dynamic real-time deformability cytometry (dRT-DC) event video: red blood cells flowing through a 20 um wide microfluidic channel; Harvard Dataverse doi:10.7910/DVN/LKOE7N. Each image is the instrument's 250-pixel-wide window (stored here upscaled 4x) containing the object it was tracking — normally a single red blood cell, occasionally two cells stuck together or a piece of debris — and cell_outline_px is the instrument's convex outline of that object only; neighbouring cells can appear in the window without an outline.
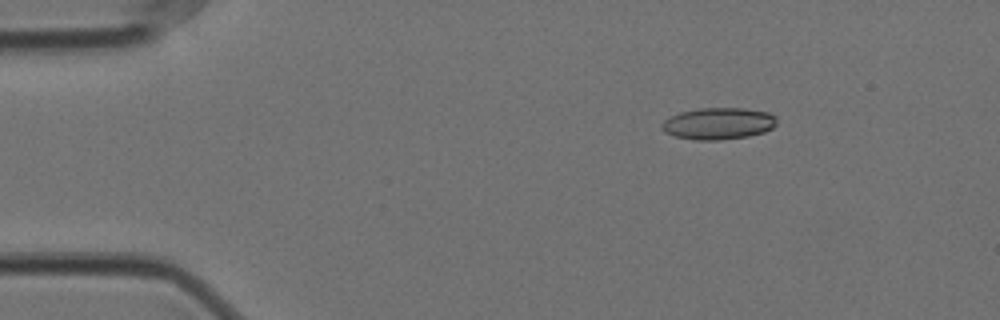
{"species": "Egyptian fruit bat (a non-hibernating species)", "species_latin": "Rousettus aegyptiacus", "temperature_condition": "cold", "stored_images_in_passage": 58, "camera_frame_rate_fps": 3000, "um_per_image_px": 0.085, "animal": {"sex": "female"}, "frame": {"image": 1, "passage_image": 9, "time_ms": 2.667, "image_size_px": [1000, 320], "cell_outline_px": [[776, 124], [772, 128], [764, 132], [748, 136], [720, 140], [696, 140], [676, 136], [664, 132], [660, 128], [660, 124], [664, 120], [680, 112], [700, 108], [744, 108], [768, 112], [776, 116]], "centroid_in_image_um": [61.06, 10.5], "position_along_channel_um": 23.9, "area_um2": 21.33}}
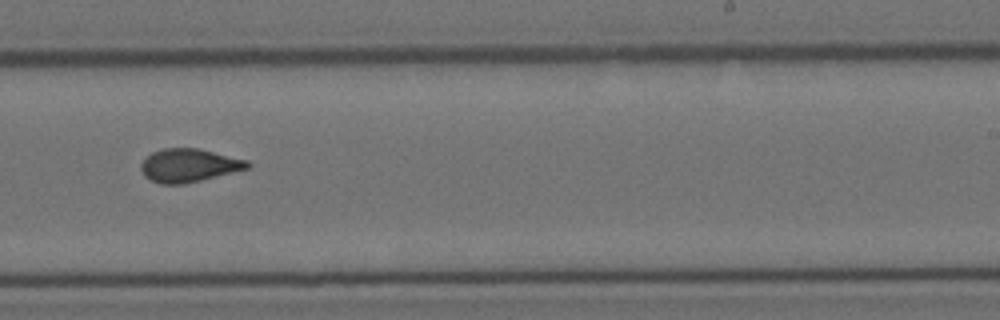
{"frame": {"image": 2, "passage_image": 36, "time_ms": 11.667, "image_size_px": [1000, 320], "cell_outline_px": [[252, 164], [248, 168], [184, 184], [160, 184], [144, 176], [140, 168], [140, 164], [152, 152], [164, 148], [196, 148], [248, 160]], "centroid_in_image_um": [16.04, 14.06], "position_along_channel_um": 273.0, "area_um2": 20.4}}
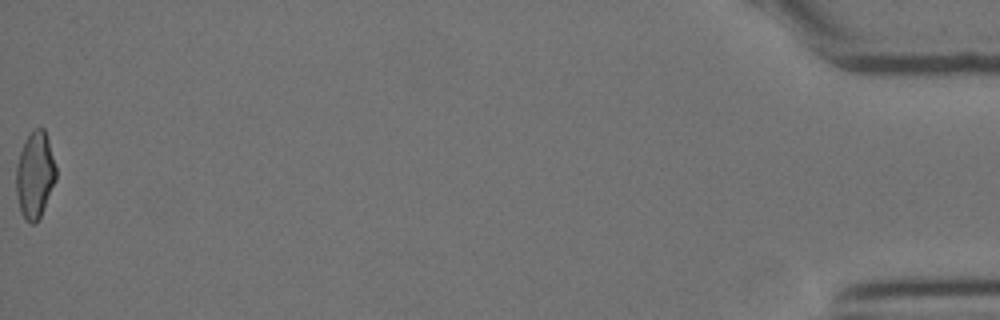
{"frame": {"image": 3, "passage_image": 58, "time_ms": 19.0, "image_size_px": [1000, 320], "cell_outline_px": [[56, 180], [40, 216], [36, 224], [28, 224], [24, 220], [20, 212], [16, 192], [16, 168], [20, 152], [32, 128], [44, 128], [48, 140], [56, 168]], "centroid_in_image_um": [2.96, 14.91], "position_along_channel_um": 432.2, "area_um2": 20.06}, "authors_computed_cell_mechanics": {"area_um2": 20.4901, "velocity_mm_per_s": 3.553, "shape_relaxation_time_tau1_ms": 10.807, "shape_relaxation_time_tau2_ms": 1.5006, "deformation_change_tau1": 0.2095, "deformation_change_tau2": 0.0598}}